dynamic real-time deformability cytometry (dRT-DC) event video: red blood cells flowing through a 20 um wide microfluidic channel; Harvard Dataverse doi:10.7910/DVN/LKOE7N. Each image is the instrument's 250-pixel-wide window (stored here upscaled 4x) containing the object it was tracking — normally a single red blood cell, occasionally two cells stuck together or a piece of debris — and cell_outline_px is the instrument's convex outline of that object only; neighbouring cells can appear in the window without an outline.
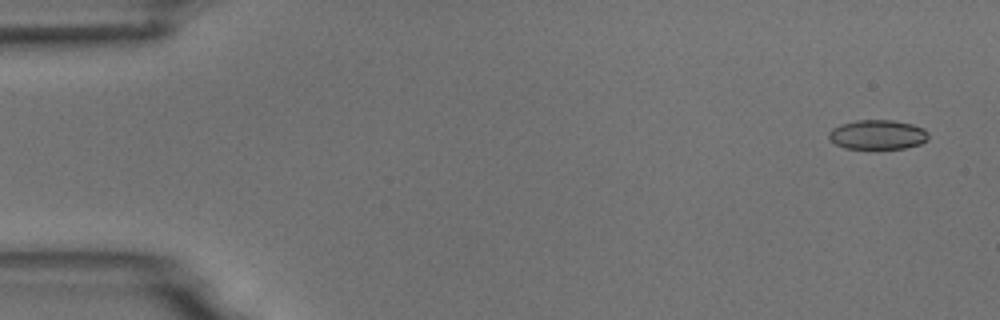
{"species": "common noctule bat (a hibernating species)", "species_latin": "Nyctalus noctula", "temperature_condition": "room temperature", "stored_images_in_passage": 6, "camera_frame_rate_fps": 3000, "um_per_image_px": 0.085, "animal": {"sex": "male", "body_mass_g": 18.8}, "frame": {"image": 1, "passage_image": 1, "time_ms": 0.0, "image_size_px": [1000, 320], "cell_outline_px": [[928, 140], [920, 144], [904, 148], [844, 148], [828, 140], [828, 132], [832, 128], [840, 124], [856, 120], [892, 120], [912, 124], [924, 128], [928, 132]], "centroid_in_image_um": [74.58, 11.44], "position_along_channel_um": 10.4, "area_um2": 17.22}}
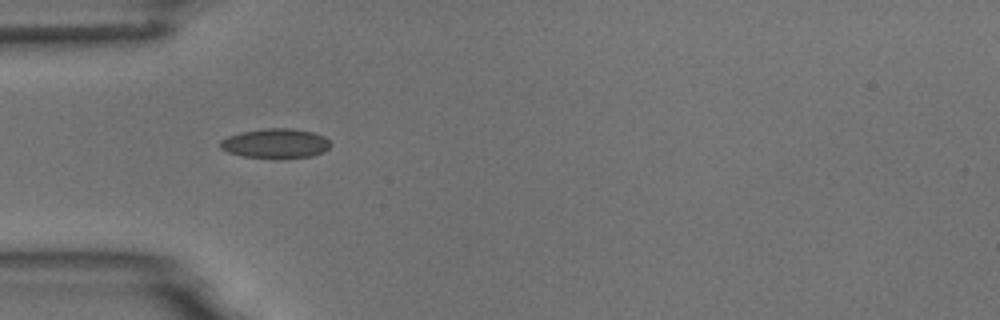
{"frame": {"image": 2, "passage_image": 5, "time_ms": 4.667, "image_size_px": [1000, 320], "cell_outline_px": [[332, 144], [324, 152], [312, 156], [276, 160], [244, 156], [228, 152], [220, 148], [220, 140], [228, 136], [240, 132], [268, 128], [292, 128], [312, 132], [324, 136]], "centroid_in_image_um": [23.43, 12.21], "position_along_channel_um": 61.6, "area_um2": 19.42}}